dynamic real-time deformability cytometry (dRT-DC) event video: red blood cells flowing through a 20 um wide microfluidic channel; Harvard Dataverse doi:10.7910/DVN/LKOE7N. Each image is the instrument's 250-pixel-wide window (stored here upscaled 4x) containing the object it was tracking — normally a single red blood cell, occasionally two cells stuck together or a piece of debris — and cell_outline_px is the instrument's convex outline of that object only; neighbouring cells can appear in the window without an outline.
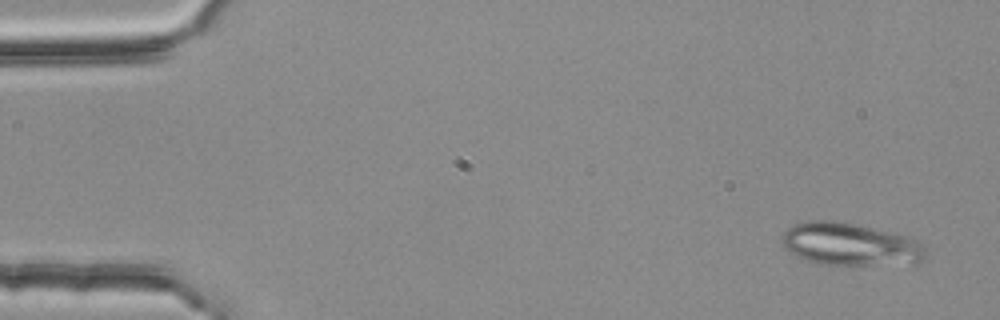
{"species": "common noctule bat (a hibernating species)", "species_latin": "Nyctalus noctula", "temperature_condition": "room temperature", "stored_images_in_passage": 4, "camera_frame_rate_fps": 3000, "um_per_image_px": 0.085, "animal": {"sex": "female", "body_mass_g": 25.1}, "frame": {"image": 1, "passage_image": 1, "time_ms": 0.0, "image_size_px": [1000, 320], "cell_outline_px": [[928, 252], [920, 260], [868, 264], [816, 264], [804, 260], [788, 252], [780, 244], [780, 240], [784, 232], [792, 224], [812, 220], [836, 220], [856, 224], [908, 236], [916, 240]], "centroid_in_image_um": [72.11, 20.73], "position_along_channel_um": 12.9, "area_um2": 35.26}}